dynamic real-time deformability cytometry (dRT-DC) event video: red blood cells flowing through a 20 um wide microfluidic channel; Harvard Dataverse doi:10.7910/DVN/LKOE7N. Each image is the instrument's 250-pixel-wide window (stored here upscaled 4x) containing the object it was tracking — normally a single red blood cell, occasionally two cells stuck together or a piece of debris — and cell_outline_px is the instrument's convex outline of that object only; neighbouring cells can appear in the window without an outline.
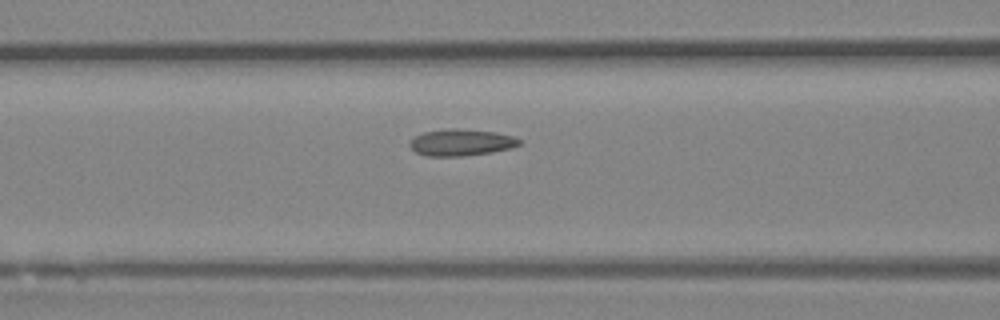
{"species": "Egyptian fruit bat (a non-hibernating species)", "species_latin": "Rousettus aegyptiacus", "temperature_condition": "room temperature", "stored_images_in_passage": 24, "camera_frame_rate_fps": 3000, "um_per_image_px": 0.085, "animal": {"sex": "female"}, "frame": {"image": 1, "passage_image": 21, "time_ms": 6.667, "image_size_px": [1000, 320], "cell_outline_px": [[520, 144], [508, 148], [492, 152], [464, 156], [428, 156], [416, 152], [408, 144], [416, 136], [424, 132], [448, 128], [456, 128], [496, 132], [512, 136], [520, 140]], "centroid_in_image_um": [39.18, 12.1], "position_along_channel_um": 127.4, "area_um2": 16.82}}
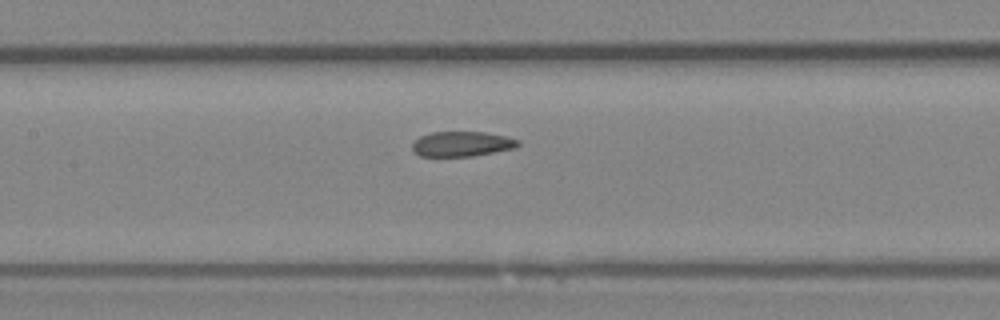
{"frame": {"image": 2, "passage_image": 24, "time_ms": 7.667, "image_size_px": [1000, 320], "cell_outline_px": [[520, 144], [516, 148], [472, 156], [420, 156], [412, 148], [412, 144], [420, 136], [432, 132], [484, 132], [504, 136], [520, 140]], "centroid_in_image_um": [39.28, 12.23], "position_along_channel_um": 168.1, "area_um2": 15.32}}